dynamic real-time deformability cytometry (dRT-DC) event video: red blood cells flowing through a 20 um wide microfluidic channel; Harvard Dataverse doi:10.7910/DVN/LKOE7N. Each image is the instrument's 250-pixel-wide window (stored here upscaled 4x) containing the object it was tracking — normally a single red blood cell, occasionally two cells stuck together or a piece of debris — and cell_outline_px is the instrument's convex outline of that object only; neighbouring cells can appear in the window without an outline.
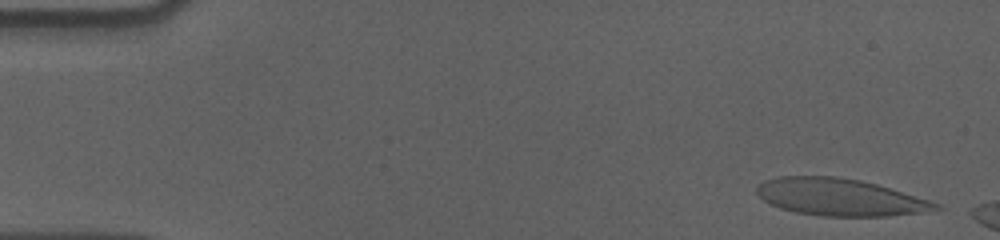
{"species": "human", "species_latin": "Homo sapiens", "temperature_condition": "cold", "stored_images_in_passage": 12, "camera_frame_rate_fps": 3000, "um_per_image_px": 0.085, "donor": {"sex": "male"}, "frame": {"image": 1, "passage_image": 3, "time_ms": 0.667, "image_size_px": [1000, 240], "cell_outline_px": [[944, 208], [920, 212], [888, 216], [820, 216], [796, 212], [780, 208], [764, 200], [756, 192], [756, 188], [764, 180], [780, 176], [836, 176], [860, 180], [876, 184], [928, 200], [940, 204]], "centroid_in_image_um": [71.36, 16.76], "position_along_channel_um": 13.6, "area_um2": 38.38}}